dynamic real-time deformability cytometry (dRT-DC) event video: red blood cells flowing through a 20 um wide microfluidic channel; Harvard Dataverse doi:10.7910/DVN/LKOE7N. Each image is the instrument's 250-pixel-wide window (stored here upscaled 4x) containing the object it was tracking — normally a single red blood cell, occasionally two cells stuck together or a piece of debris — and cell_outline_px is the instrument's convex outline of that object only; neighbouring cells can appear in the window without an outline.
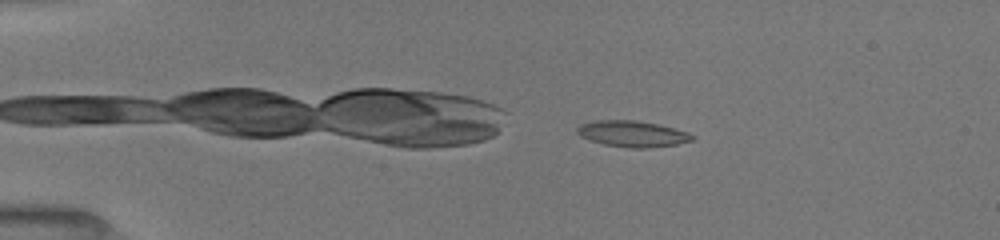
{"species": "common noctule bat (a hibernating species)", "species_latin": "Nyctalus noctula", "temperature_condition": "room temperature", "stored_images_in_passage": 6, "camera_frame_rate_fps": 3000, "um_per_image_px": 0.085, "animal": {"sex": "female", "body_mass_g": 19.5, "forearm_length_mm": 54.1}, "frame": {"image": 1, "passage_image": 2, "time_ms": 0.667, "image_size_px": [1000, 240], "cell_outline_px": [[696, 140], [676, 144], [648, 148], [628, 148], [604, 144], [580, 136], [576, 132], [576, 128], [580, 124], [596, 120], [636, 120], [660, 124], [688, 132], [696, 136]], "centroid_in_image_um": [53.79, 11.37], "position_along_channel_um": 31.2, "area_um2": 17.69}}
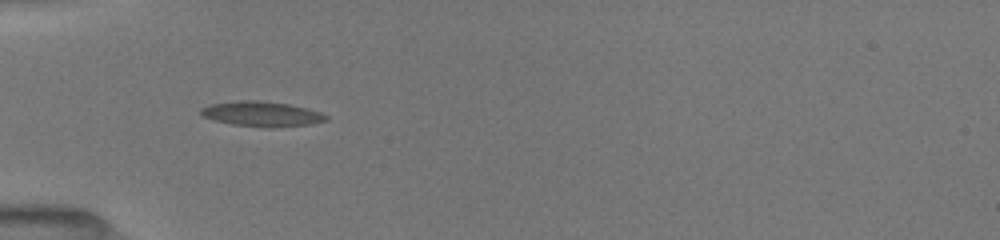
{"frame": {"image": 2, "passage_image": 5, "time_ms": 3.0, "image_size_px": [1000, 240], "cell_outline_px": [[328, 120], [312, 124], [268, 128], [232, 124], [212, 120], [204, 116], [200, 112], [200, 108], [212, 104], [240, 100], [256, 100], [288, 104], [308, 108], [320, 112], [328, 116]], "centroid_in_image_um": [22.27, 9.69], "position_along_channel_um": 62.7, "area_um2": 18.26}}